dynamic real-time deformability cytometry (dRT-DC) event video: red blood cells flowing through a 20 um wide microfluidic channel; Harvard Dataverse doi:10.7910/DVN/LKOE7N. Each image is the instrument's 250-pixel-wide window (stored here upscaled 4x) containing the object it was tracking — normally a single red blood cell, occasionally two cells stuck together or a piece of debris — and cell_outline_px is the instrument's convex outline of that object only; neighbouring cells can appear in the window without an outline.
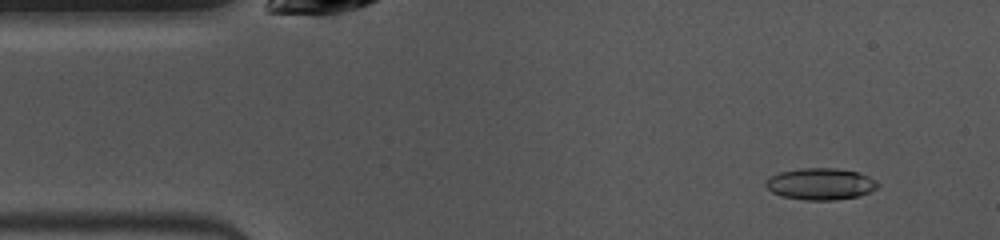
{"species": "common noctule bat (a hibernating species)", "species_latin": "Nyctalus noctula", "temperature_condition": "warm", "stored_images_in_passage": 48, "camera_frame_rate_fps": 3000, "um_per_image_px": 0.085, "animal": {"sex": "female", "body_mass_g": 10.0, "forearm_length_mm": 53.1}, "frame": {"image": 1, "passage_image": 4, "time_ms": 1.0, "image_size_px": [1000, 240], "cell_outline_px": [[880, 184], [876, 188], [868, 192], [856, 196], [836, 200], [804, 200], [784, 196], [772, 192], [764, 184], [772, 176], [780, 172], [804, 168], [836, 168], [856, 172], [868, 176], [876, 180]], "centroid_in_image_um": [69.76, 15.63], "position_along_channel_um": 15.2, "area_um2": 20.35}}
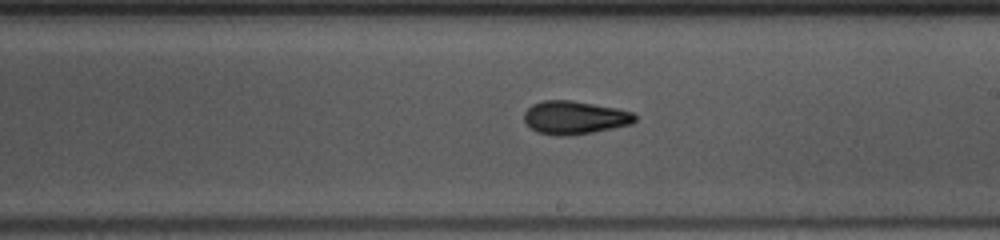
{"frame": {"image": 2, "passage_image": 26, "time_ms": 8.333, "image_size_px": [1000, 240], "cell_outline_px": [[636, 120], [632, 124], [592, 132], [568, 136], [556, 136], [536, 132], [524, 120], [524, 112], [532, 104], [544, 100], [572, 100], [616, 108], [632, 112], [636, 116]], "centroid_in_image_um": [48.83, 9.99], "position_along_channel_um": 240.2, "area_um2": 21.44}}
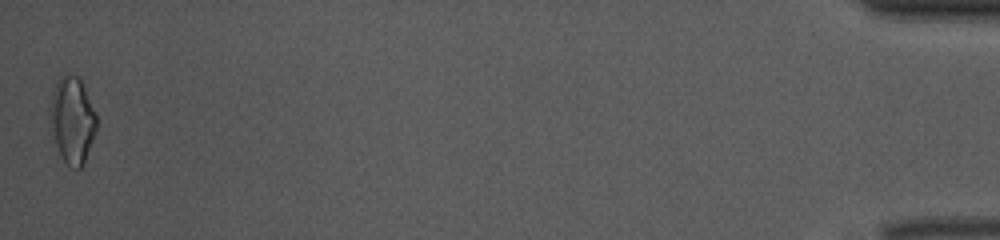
{"frame": {"image": 3, "passage_image": 48, "time_ms": 15.667, "image_size_px": [1000, 240], "cell_outline_px": [[96, 132], [84, 164], [80, 168], [68, 168], [60, 156], [52, 136], [48, 112], [48, 108], [52, 92], [56, 80], [60, 76], [76, 76], [80, 80], [96, 112]], "centroid_in_image_um": [6.11, 10.26], "position_along_channel_um": 429.1, "area_um2": 23.81}, "authors_computed_cell_mechanics": {"area_um2": 20.6924, "velocity_mm_per_s": 4.0046, "shape_relaxation_time_tau1_ms": 3.8532, "shape_relaxation_time_tau2_ms": 2.1346, "deformation_change_tau1": 0.1432, "deformation_change_tau2": 0.0898}}